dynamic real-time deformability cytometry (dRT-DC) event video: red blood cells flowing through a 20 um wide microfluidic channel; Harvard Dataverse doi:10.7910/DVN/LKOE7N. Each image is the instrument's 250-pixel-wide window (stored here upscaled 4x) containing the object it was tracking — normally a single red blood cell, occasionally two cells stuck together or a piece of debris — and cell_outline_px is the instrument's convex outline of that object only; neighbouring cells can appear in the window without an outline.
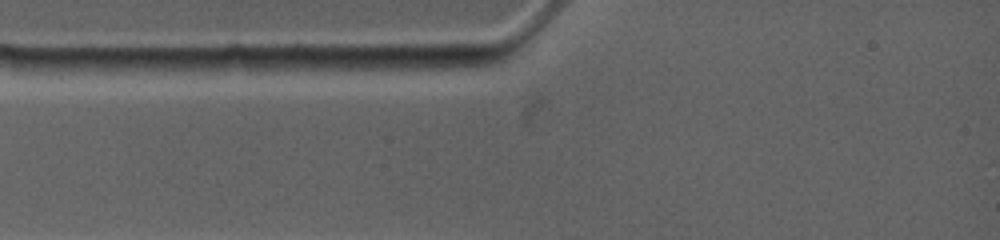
{"species": "common noctule bat (a hibernating species)", "species_latin": "Nyctalus noctula", "temperature_condition": "warm", "stored_images_in_passage": 2, "camera_frame_rate_fps": 4500, "um_per_image_px": 0.085, "animal": {"sex": "female", "body_mass_g": 19.0, "forearm_length_mm": 53.3}, "frame": {"image": 1, "passage_image": 2, "time_ms": 0.444, "image_size_px": [1000, 240], "cell_outline_px": [[164, 64], [156, 68], [96, 76], [48, 68], [40, 60], [84, 56], [96, 56], [156, 60]], "centroid_in_image_um": [8.53, 5.52], "position_along_channel_um": 76.5, "area_um2": 11.68}}